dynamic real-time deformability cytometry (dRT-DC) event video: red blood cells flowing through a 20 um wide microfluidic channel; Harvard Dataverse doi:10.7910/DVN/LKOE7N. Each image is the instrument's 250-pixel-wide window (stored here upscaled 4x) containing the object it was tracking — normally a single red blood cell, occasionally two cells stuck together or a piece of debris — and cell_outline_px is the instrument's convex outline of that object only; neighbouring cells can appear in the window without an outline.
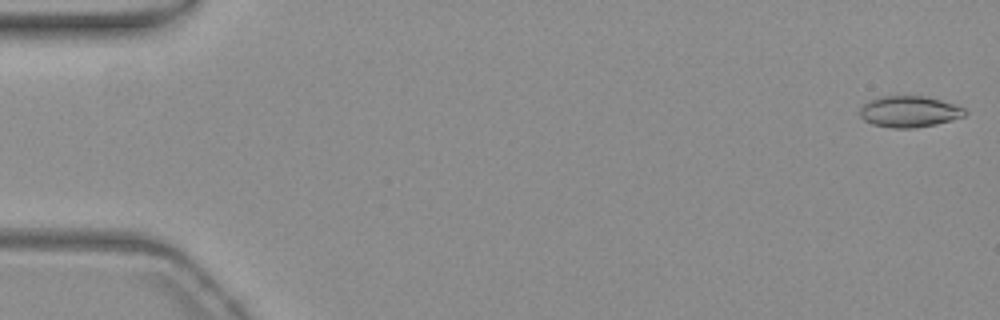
{"species": "common noctule bat (a hibernating species)", "species_latin": "Nyctalus noctula", "temperature_condition": "warm", "stored_images_in_passage": 54, "camera_frame_rate_fps": 3000, "um_per_image_px": 0.085, "animal": {"sex": "female", "body_mass_g": 19.3, "forearm_length_mm": 54.1}, "frame": {"image": 1, "passage_image": 1, "time_ms": 0.0, "image_size_px": [1000, 320], "cell_outline_px": [[968, 112], [964, 116], [936, 124], [912, 128], [892, 128], [872, 124], [864, 120], [860, 116], [860, 108], [868, 100], [880, 96], [924, 96], [940, 100], [964, 108]], "centroid_in_image_um": [77.26, 9.48], "position_along_channel_um": 7.7, "area_um2": 19.02}}
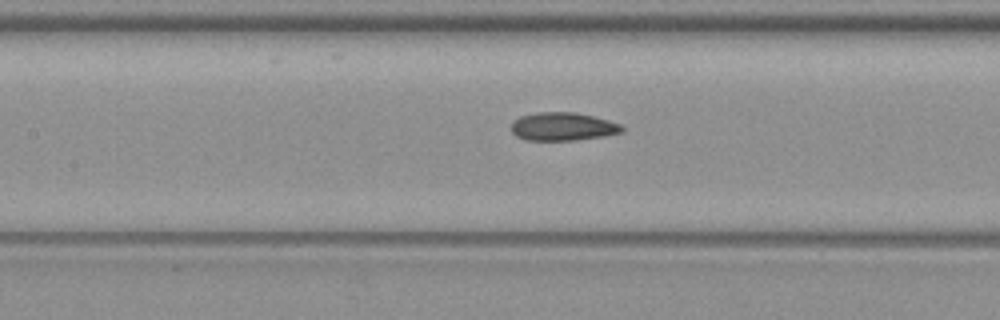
{"frame": {"image": 2, "passage_image": 25, "time_ms": 8.0, "image_size_px": [1000, 320], "cell_outline_px": [[624, 132], [604, 136], [576, 140], [524, 140], [516, 136], [512, 132], [512, 124], [520, 116], [536, 112], [576, 112], [608, 120], [620, 124], [624, 128]], "centroid_in_image_um": [47.85, 10.76], "position_along_channel_um": 159.5, "area_um2": 18.21}}
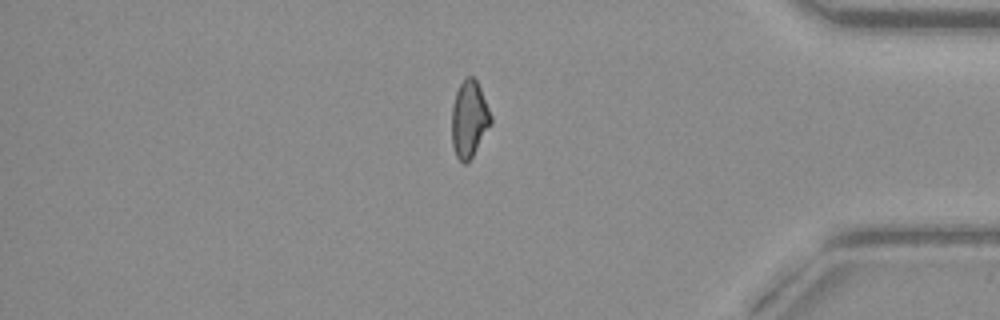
{"frame": {"image": 3, "passage_image": 46, "time_ms": 15.0, "image_size_px": [1000, 320], "cell_outline_px": [[492, 124], [472, 156], [464, 164], [456, 156], [452, 144], [452, 108], [456, 92], [464, 76], [472, 76], [476, 80], [480, 88], [492, 116]], "centroid_in_image_um": [39.89, 10.1], "position_along_channel_um": 395.3, "area_um2": 17.4}, "authors_computed_cell_mechanics": {"area_um2": 18.1492, "velocity_mm_per_s": 3.8044, "shape_relaxation_time_tau1_ms": 6.337, "shape_relaxation_time_tau2_ms": 1.2634, "deformation_change_tau1": 0.1761, "deformation_change_tau2": 0.0788}}